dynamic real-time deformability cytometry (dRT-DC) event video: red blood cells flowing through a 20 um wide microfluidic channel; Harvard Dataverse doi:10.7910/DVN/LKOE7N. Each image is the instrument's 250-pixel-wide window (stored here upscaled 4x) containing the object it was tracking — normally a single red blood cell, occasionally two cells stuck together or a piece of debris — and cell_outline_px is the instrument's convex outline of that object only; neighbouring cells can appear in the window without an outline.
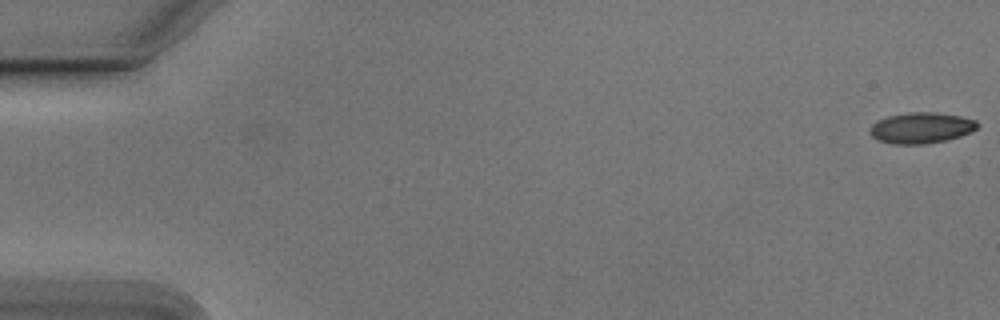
{"species": "Egyptian fruit bat (a non-hibernating species)", "species_latin": "Rousettus aegyptiacus", "temperature_condition": "cold", "stored_images_in_passage": 54, "camera_frame_rate_fps": 3000, "um_per_image_px": 0.085, "animal": {"sex": "male"}, "frame": {"image": 1, "passage_image": 1, "time_ms": 0.0, "image_size_px": [1000, 320], "cell_outline_px": [[980, 124], [976, 128], [960, 136], [948, 140], [924, 144], [892, 144], [880, 140], [872, 136], [868, 132], [872, 124], [888, 116], [908, 112], [936, 112], [960, 116], [976, 120]], "centroid_in_image_um": [78.3, 10.87], "position_along_channel_um": 6.7, "area_um2": 19.31}}
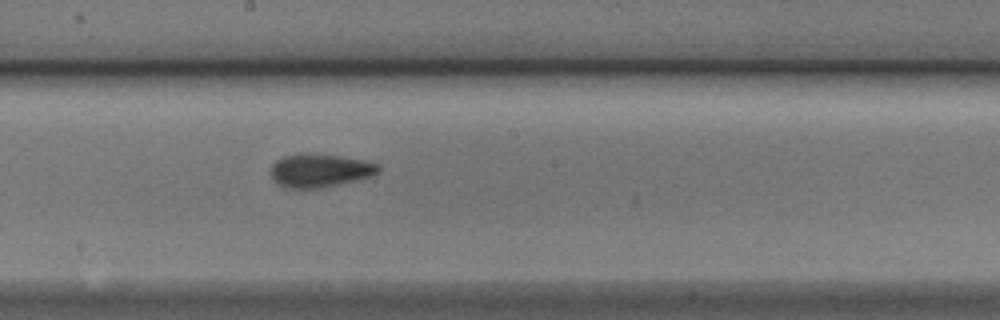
{"frame": {"image": 2, "passage_image": 30, "time_ms": 9.667, "image_size_px": [1000, 320], "cell_outline_px": [[380, 168], [372, 176], [356, 180], [320, 188], [284, 188], [276, 184], [272, 180], [272, 164], [276, 160], [284, 156], [340, 156], [364, 160], [380, 164]], "centroid_in_image_um": [27.19, 14.54], "position_along_channel_um": 221.0, "area_um2": 20.23}}
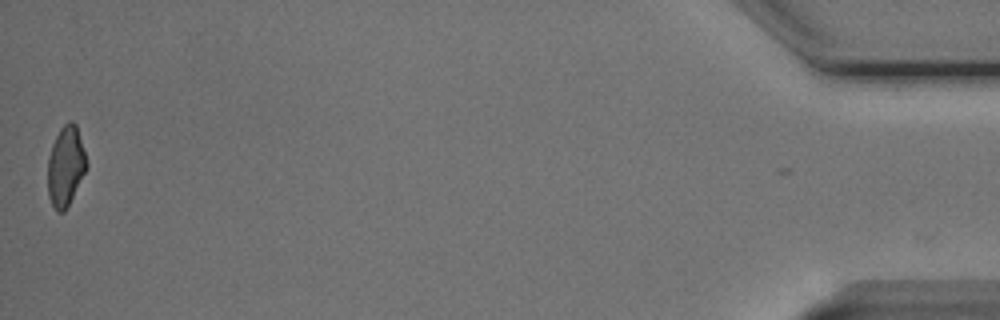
{"frame": {"image": 3, "passage_image": 54, "time_ms": 17.667, "image_size_px": [1000, 320], "cell_outline_px": [[88, 168], [64, 212], [56, 212], [48, 196], [48, 156], [52, 144], [60, 128], [68, 120], [72, 120], [76, 124], [88, 164]], "centroid_in_image_um": [5.58, 14.11], "position_along_channel_um": 429.6, "area_um2": 18.15}, "authors_computed_cell_mechanics": {"area_um2": 19.4786, "velocity_mm_per_s": 3.8148, "shape_relaxation_time_tau1_ms": 10.4312, "shape_relaxation_time_tau2_ms": 2.6114, "deformation_change_tau1": 0.1964, "deformation_change_tau2": 0.0725}}